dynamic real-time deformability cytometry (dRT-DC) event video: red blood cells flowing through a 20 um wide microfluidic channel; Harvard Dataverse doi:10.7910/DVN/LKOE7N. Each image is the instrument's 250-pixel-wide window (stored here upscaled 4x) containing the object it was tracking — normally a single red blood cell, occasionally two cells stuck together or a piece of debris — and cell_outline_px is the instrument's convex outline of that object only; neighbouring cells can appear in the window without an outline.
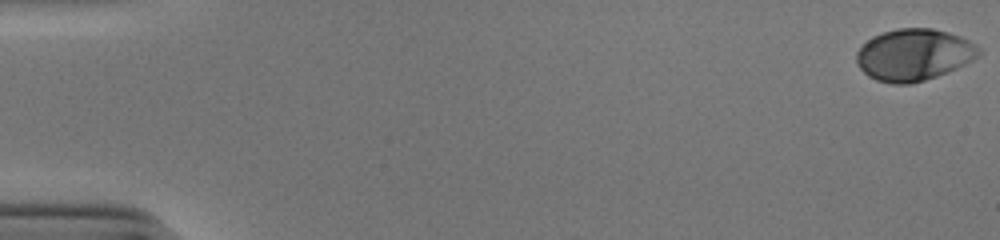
{"species": "human", "species_latin": "Homo sapiens", "temperature_condition": "cold", "stored_images_in_passage": 45, "camera_frame_rate_fps": 3000, "um_per_image_px": 0.085, "donor": {"sex": "male"}, "frame": {"image": 1, "passage_image": 1, "time_ms": 0.0, "image_size_px": [1000, 240], "cell_outline_px": [[980, 56], [948, 72], [912, 84], [892, 84], [876, 80], [868, 76], [860, 68], [856, 60], [856, 52], [872, 36], [896, 28], [932, 28], [948, 32], [960, 36], [976, 44], [980, 48]], "centroid_in_image_um": [77.68, 4.65], "position_along_channel_um": 7.3, "area_um2": 36.93}}
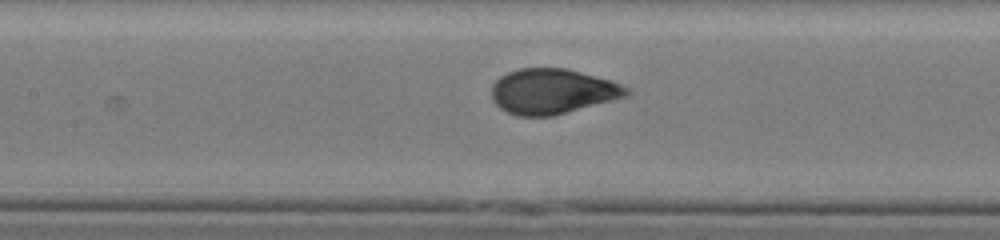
{"frame": {"image": 2, "passage_image": 26, "time_ms": 8.333, "image_size_px": [1000, 240], "cell_outline_px": [[632, 92], [628, 96], [552, 116], [516, 116], [500, 108], [492, 100], [492, 84], [500, 76], [508, 72], [520, 68], [564, 68], [612, 80], [632, 88]], "centroid_in_image_um": [46.98, 7.76], "position_along_channel_um": 160.4, "area_um2": 35.66}}
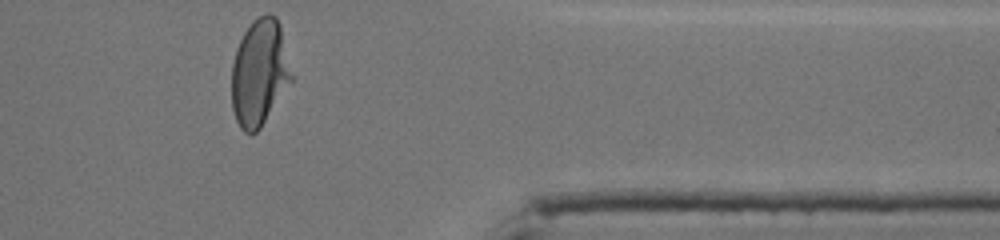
{"frame": {"image": 3, "passage_image": 45, "time_ms": 14.667, "image_size_px": [1000, 240], "cell_outline_px": [[292, 80], [260, 128], [256, 132], [244, 132], [240, 128], [236, 120], [232, 108], [232, 64], [236, 48], [244, 32], [252, 20], [264, 12], [268, 12], [276, 16], [280, 24], [292, 76]], "centroid_in_image_um": [22.04, 6.14], "position_along_channel_um": 389.4, "area_um2": 36.99}, "authors_computed_cell_mechanics": {"area_um2": 36.1828, "velocity_mm_per_s": 3.867, "shape_relaxation_time_tau1_ms": 3.9594, "shape_relaxation_time_tau2_ms": null, "deformation_change_tau1": 0.1797, "deformation_change_tau2": null}}